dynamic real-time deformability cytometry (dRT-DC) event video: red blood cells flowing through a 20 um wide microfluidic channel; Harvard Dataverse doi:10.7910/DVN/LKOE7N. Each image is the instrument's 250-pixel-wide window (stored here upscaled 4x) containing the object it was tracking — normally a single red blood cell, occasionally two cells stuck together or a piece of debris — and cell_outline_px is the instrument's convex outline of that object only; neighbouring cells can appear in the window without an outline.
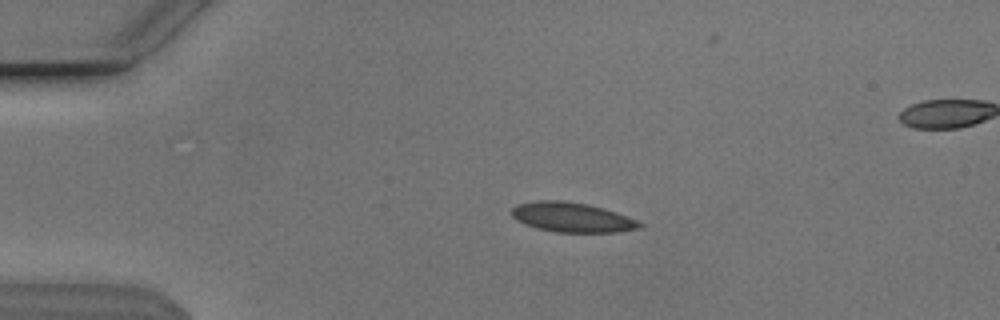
{"species": "Egyptian fruit bat (a non-hibernating species)", "species_latin": "Rousettus aegyptiacus", "temperature_condition": "cold", "stored_images_in_passage": 44, "segment_of_instrument_passage": [1, 2], "camera_frame_rate_fps": 3000, "um_per_image_px": 0.085, "animal": {"sex": "male"}, "frame": {"image": 1, "passage_image": 1, "time_ms": 0.0, "image_size_px": [1000, 320], "cell_outline_px": [[644, 224], [640, 228], [616, 232], [556, 232], [536, 228], [524, 224], [516, 220], [512, 216], [512, 208], [516, 204], [536, 200], [560, 200], [588, 204], [604, 208], [616, 212], [636, 220]], "centroid_in_image_um": [48.59, 18.46], "position_along_channel_um": 36.4, "area_um2": 22.2}}
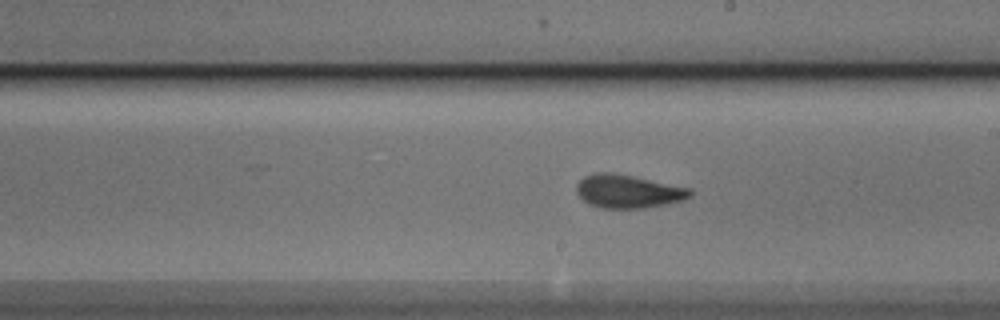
{"frame": {"image": 2, "passage_image": 20, "time_ms": 6.333, "image_size_px": [1000, 320], "cell_outline_px": [[692, 196], [684, 200], [668, 204], [644, 208], [600, 208], [588, 204], [576, 192], [576, 184], [584, 176], [604, 172], [628, 176], [692, 188]], "centroid_in_image_um": [53.41, 16.29], "position_along_channel_um": 235.6, "area_um2": 21.79}}
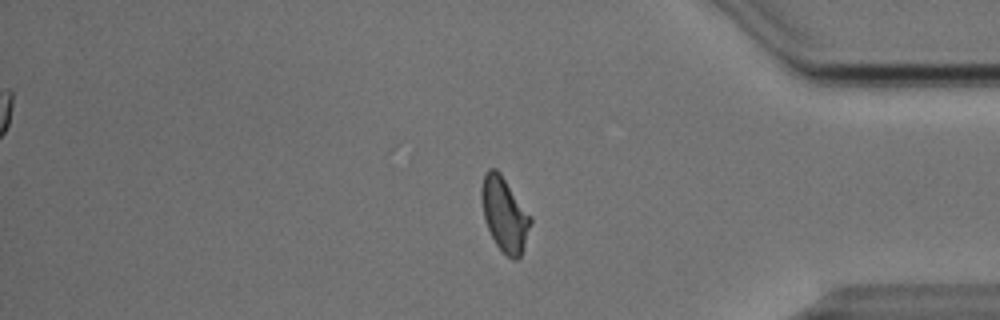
{"frame": {"image": 3, "passage_image": 34, "time_ms": 11.0, "image_size_px": [1000, 320], "cell_outline_px": [[532, 224], [524, 248], [520, 256], [516, 260], [512, 260], [496, 244], [484, 220], [480, 196], [480, 188], [484, 172], [488, 168], [496, 168], [500, 172], [532, 216]], "centroid_in_image_um": [42.89, 18.18], "position_along_channel_um": 392.3, "area_um2": 21.56}}